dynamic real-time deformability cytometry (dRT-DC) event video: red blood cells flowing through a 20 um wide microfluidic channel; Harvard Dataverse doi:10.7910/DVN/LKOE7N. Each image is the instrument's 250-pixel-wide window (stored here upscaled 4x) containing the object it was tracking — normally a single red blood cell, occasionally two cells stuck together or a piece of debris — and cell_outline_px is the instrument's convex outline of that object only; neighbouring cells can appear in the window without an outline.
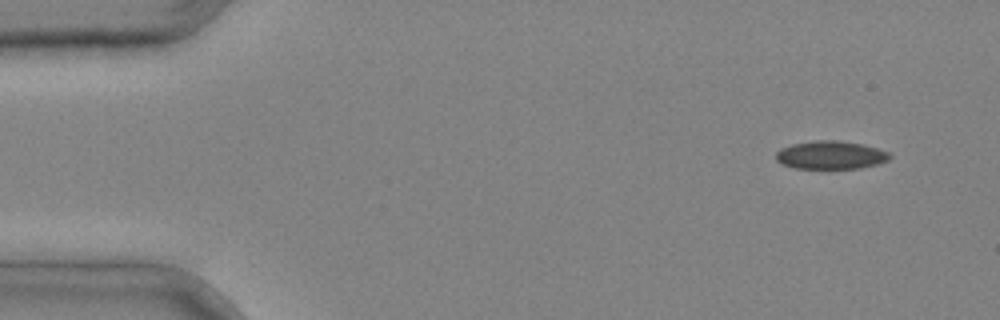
{"species": "common noctule bat (a hibernating species)", "species_latin": "Nyctalus noctula", "temperature_condition": "cold", "stored_images_in_passage": 4, "camera_frame_rate_fps": 3000, "um_per_image_px": 0.085, "animal": {"sex": "male", "body_mass_g": 20.4}, "frame": {"image": 1, "passage_image": 1, "time_ms": 0.0, "image_size_px": [1000, 320], "cell_outline_px": [[892, 156], [888, 160], [876, 164], [860, 168], [792, 168], [780, 164], [776, 160], [776, 152], [780, 148], [792, 144], [816, 140], [836, 140], [860, 144], [876, 148], [888, 152]], "centroid_in_image_um": [70.55, 13.18], "position_along_channel_um": 14.4, "area_um2": 18.61}}
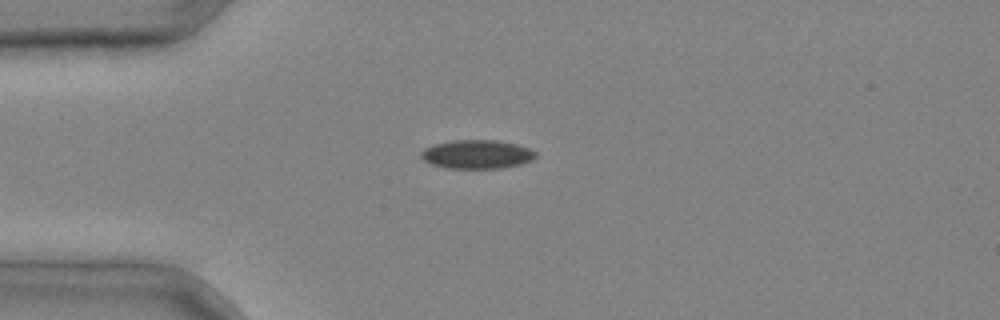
{"frame": {"image": 2, "passage_image": 3, "time_ms": 0.667, "image_size_px": [1000, 320], "cell_outline_px": [[536, 156], [532, 160], [520, 164], [500, 168], [448, 168], [432, 164], [424, 160], [420, 156], [420, 152], [424, 148], [432, 144], [452, 140], [496, 140], [516, 144], [528, 148], [536, 152]], "centroid_in_image_um": [40.51, 13.1], "position_along_channel_um": 44.5, "area_um2": 19.19}}
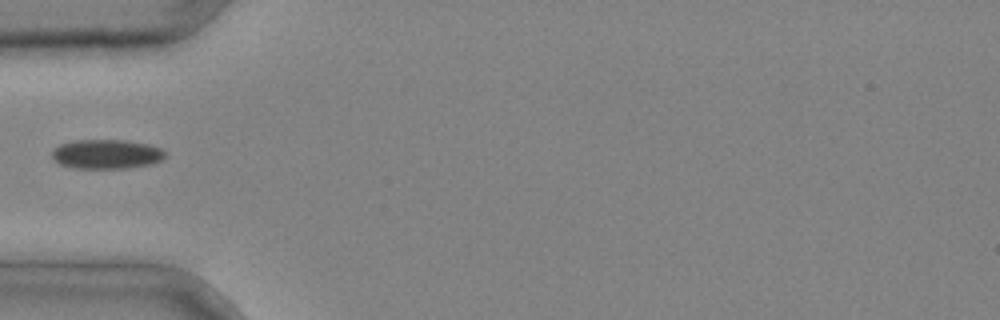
{"frame": {"image": 3, "passage_image": 4, "time_ms": 1.0, "image_size_px": [1000, 320], "cell_outline_px": [[168, 156], [164, 160], [152, 164], [128, 168], [72, 168], [60, 164], [52, 160], [52, 148], [60, 144], [72, 140], [124, 140], [148, 144], [160, 148]], "centroid_in_image_um": [9.04, 13.1], "position_along_channel_um": 76.0, "area_um2": 19.71}}